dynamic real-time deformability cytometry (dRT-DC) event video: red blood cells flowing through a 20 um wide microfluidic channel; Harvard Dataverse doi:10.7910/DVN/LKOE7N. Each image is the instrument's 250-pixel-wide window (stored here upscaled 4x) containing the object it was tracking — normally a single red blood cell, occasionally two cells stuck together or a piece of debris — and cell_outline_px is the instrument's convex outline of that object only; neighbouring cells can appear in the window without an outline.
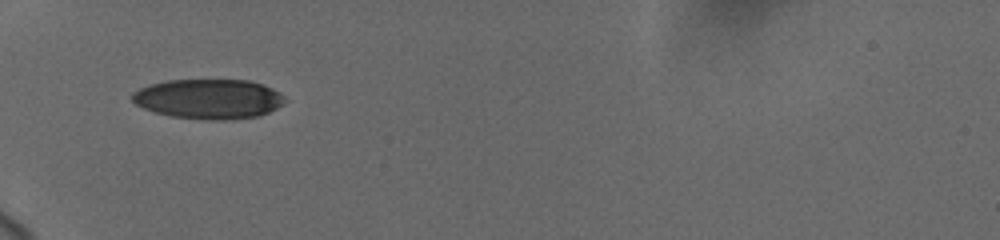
{"species": "human", "species_latin": "Homo sapiens", "temperature_condition": "cold", "stored_images_in_passage": 49, "camera_frame_rate_fps": 3000, "um_per_image_px": 0.085, "donor": {"sex": "female"}, "frame": {"image": 1, "passage_image": 1, "time_ms": 0.0, "image_size_px": [1000, 240], "cell_outline_px": [[288, 100], [284, 104], [260, 116], [224, 120], [212, 120], [172, 116], [156, 112], [144, 108], [136, 104], [132, 100], [132, 92], [148, 84], [168, 80], [248, 80], [264, 84], [280, 92]], "centroid_in_image_um": [17.77, 8.4], "position_along_channel_um": 67.2, "area_um2": 35.55}}
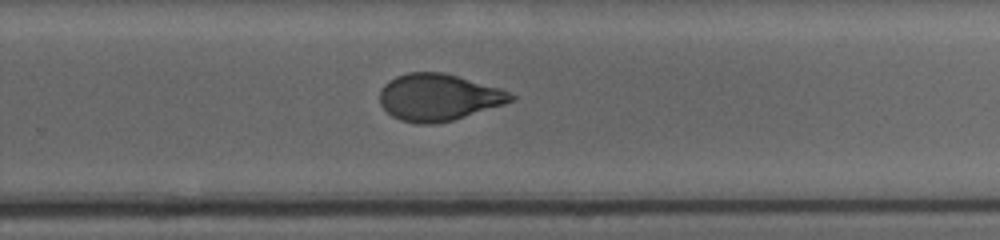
{"frame": {"image": 2, "passage_image": 26, "time_ms": 6.333, "image_size_px": [1000, 240], "cell_outline_px": [[516, 100], [504, 104], [452, 120], [432, 124], [416, 124], [400, 120], [392, 116], [380, 104], [380, 88], [388, 80], [396, 76], [408, 72], [440, 72], [456, 76], [500, 88], [516, 96]], "centroid_in_image_um": [37.24, 8.27], "position_along_channel_um": 292.6, "area_um2": 35.66}}
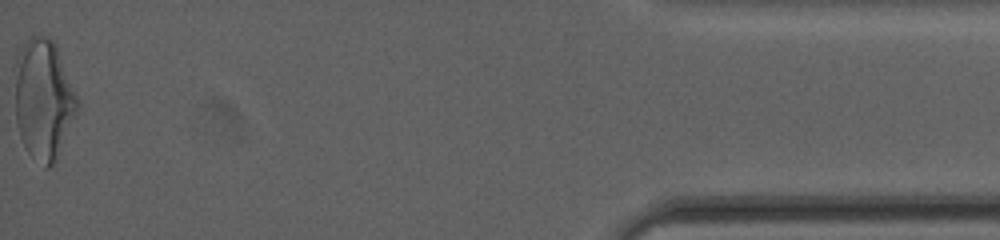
{"frame": {"image": 3, "passage_image": 49, "time_ms": 12.0, "image_size_px": [1000, 240], "cell_outline_px": [[80, 104], [56, 160], [48, 168], [44, 168], [28, 152], [20, 136], [16, 120], [16, 56], [24, 44], [32, 36], [48, 36], [56, 44], [80, 100]], "centroid_in_image_um": [3.73, 8.43], "position_along_channel_um": 431.5, "area_um2": 43.58}, "authors_computed_cell_mechanics": {"area_um2": 36.8186, "velocity_mm_per_s": 3.6946, "shape_relaxation_time_tau1_ms": 5.037, "shape_relaxation_time_tau2_ms": 1.4168, "deformation_change_tau1": 0.1659, "deformation_change_tau2": 0.0647}}